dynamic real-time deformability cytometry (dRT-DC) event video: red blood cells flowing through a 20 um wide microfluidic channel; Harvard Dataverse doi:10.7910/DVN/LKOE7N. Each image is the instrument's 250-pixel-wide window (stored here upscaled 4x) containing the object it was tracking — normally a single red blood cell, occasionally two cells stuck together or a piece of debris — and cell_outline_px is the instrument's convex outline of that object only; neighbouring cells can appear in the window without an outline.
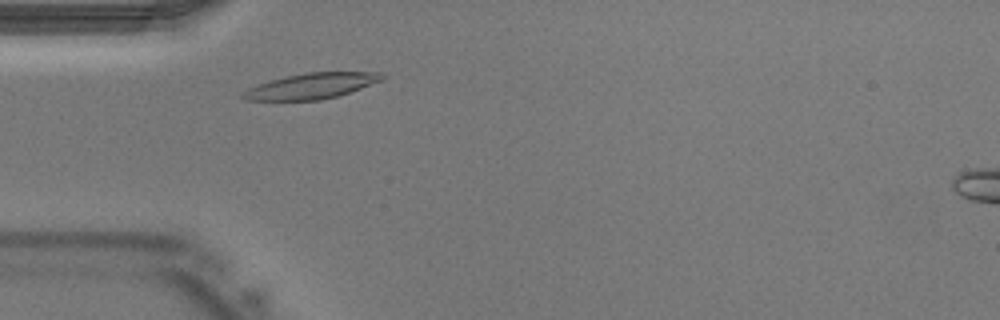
{"species": "Egyptian fruit bat (a non-hibernating species)", "species_latin": "Rousettus aegyptiacus", "temperature_condition": "warm", "stored_images_in_passage": 34, "camera_frame_rate_fps": 3000, "um_per_image_px": 0.085, "animal": {"sex": "male"}, "frame": {"image": 1, "passage_image": 5, "time_ms": 1.333, "image_size_px": [1000, 320], "cell_outline_px": [[388, 76], [384, 80], [336, 96], [320, 100], [244, 100], [240, 96], [240, 92], [248, 88], [272, 80], [288, 76], [308, 72], [380, 72]], "centroid_in_image_um": [26.49, 7.31], "position_along_channel_um": 58.5, "area_um2": 20.63}}
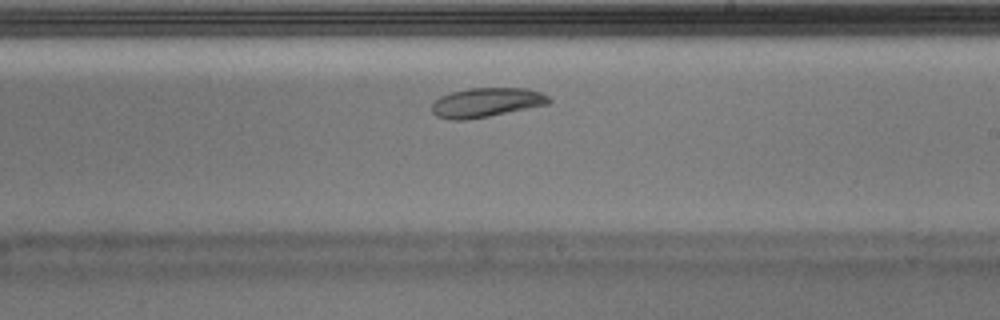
{"frame": {"image": 2, "passage_image": 17, "time_ms": 5.333, "image_size_px": [1000, 320], "cell_outline_px": [[552, 100], [548, 104], [488, 116], [464, 120], [452, 120], [436, 116], [432, 112], [432, 104], [440, 96], [452, 92], [468, 88], [528, 88], [540, 92], [548, 96]], "centroid_in_image_um": [41.33, 8.7], "position_along_channel_um": 247.7, "area_um2": 19.88}}
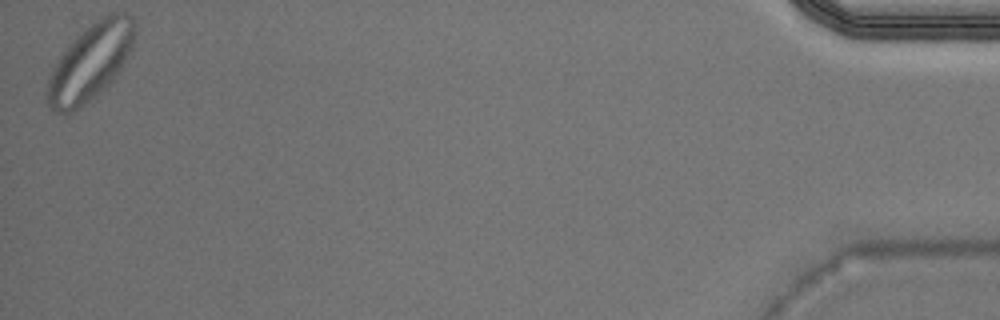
{"frame": {"image": 3, "passage_image": 34, "time_ms": 11.0, "image_size_px": [1000, 320], "cell_outline_px": [[136, 32], [132, 48], [120, 68], [112, 80], [92, 100], [76, 112], [56, 112], [48, 108], [48, 80], [60, 56], [100, 16], [108, 12], [124, 12], [132, 20]], "centroid_in_image_um": [7.71, 5.32], "position_along_channel_um": 427.5, "area_um2": 38.09}}